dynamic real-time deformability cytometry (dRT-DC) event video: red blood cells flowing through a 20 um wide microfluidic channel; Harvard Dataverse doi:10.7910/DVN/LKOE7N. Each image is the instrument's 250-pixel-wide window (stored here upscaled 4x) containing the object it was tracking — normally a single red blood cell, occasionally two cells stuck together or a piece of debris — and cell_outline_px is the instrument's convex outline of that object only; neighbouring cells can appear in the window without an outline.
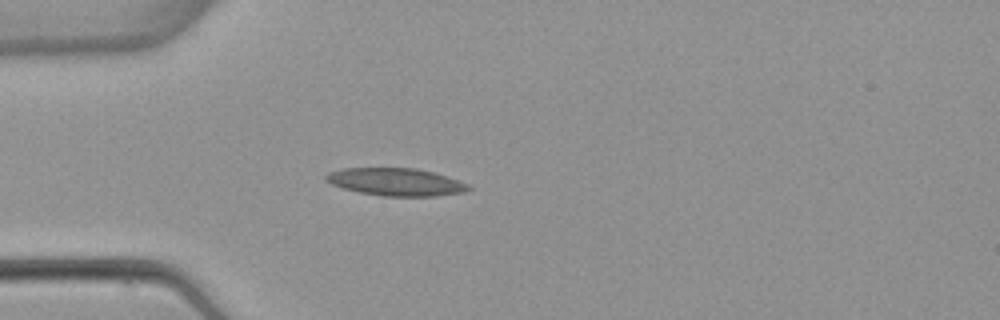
{"species": "common noctule bat (a hibernating species)", "species_latin": "Nyctalus noctula", "temperature_condition": "warm", "stored_images_in_passage": 3, "camera_frame_rate_fps": 3000, "um_per_image_px": 0.085, "animal": {"sex": "female", "body_mass_g": 22.7, "forearm_length_mm": 54.2}, "frame": {"image": 1, "passage_image": 3, "time_ms": 2.333, "image_size_px": [1000, 320], "cell_outline_px": [[472, 188], [464, 192], [436, 196], [384, 196], [360, 192], [344, 188], [332, 184], [324, 180], [324, 176], [328, 172], [344, 168], [416, 168], [432, 172], [468, 184]], "centroid_in_image_um": [33.62, 15.46], "position_along_channel_um": 51.4, "area_um2": 22.72}}